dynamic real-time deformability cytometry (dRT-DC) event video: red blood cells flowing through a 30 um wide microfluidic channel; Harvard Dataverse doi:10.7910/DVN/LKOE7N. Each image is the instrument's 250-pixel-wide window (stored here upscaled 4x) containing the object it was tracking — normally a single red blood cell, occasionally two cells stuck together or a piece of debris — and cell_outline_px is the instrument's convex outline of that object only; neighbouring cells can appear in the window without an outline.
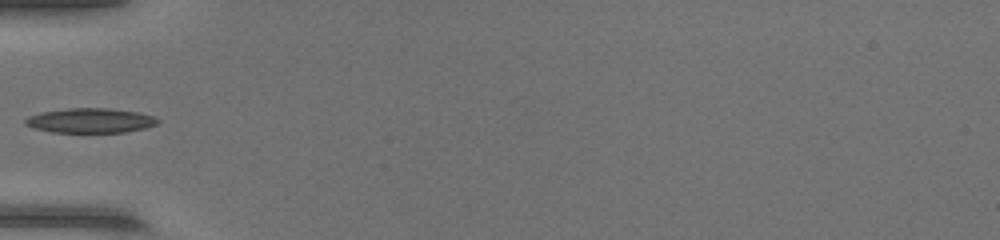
{"species": "common noctule bat (a hibernating species)", "species_latin": "Nyctalus noctula", "temperature_condition": "warm", "stored_images_in_passage": 32, "camera_frame_rate_fps": 3000, "um_per_image_px": 0.085, "animal": {"sex": "female", "body_mass_g": 17.0, "forearm_length_mm": 48.0}, "frame": {"image": 1, "passage_image": 1, "time_ms": 0.0, "image_size_px": [1000, 240], "cell_outline_px": [[160, 120], [156, 124], [144, 128], [124, 132], [52, 132], [32, 128], [24, 124], [24, 120], [28, 116], [40, 112], [68, 108], [108, 108], [140, 112], [156, 116]], "centroid_in_image_um": [7.67, 10.24], "position_along_channel_um": 77.3, "area_um2": 19.19}}
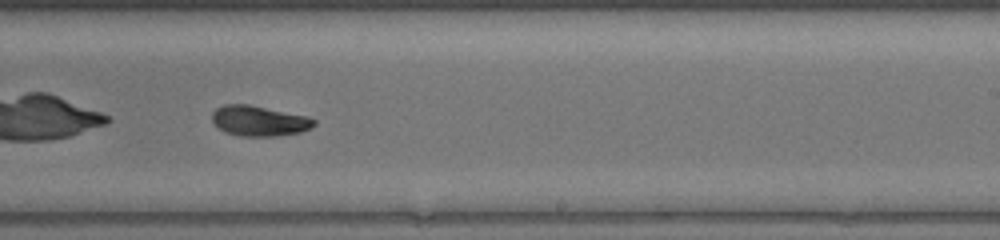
{"frame": {"image": 2, "passage_image": 14, "time_ms": 4.333, "image_size_px": [1000, 240], "cell_outline_px": [[316, 124], [312, 128], [300, 132], [276, 136], [240, 136], [224, 132], [212, 120], [212, 112], [216, 108], [224, 104], [248, 104], [308, 116], [316, 120]], "centroid_in_image_um": [22.04, 10.27], "position_along_channel_um": 267.0, "area_um2": 18.09}}
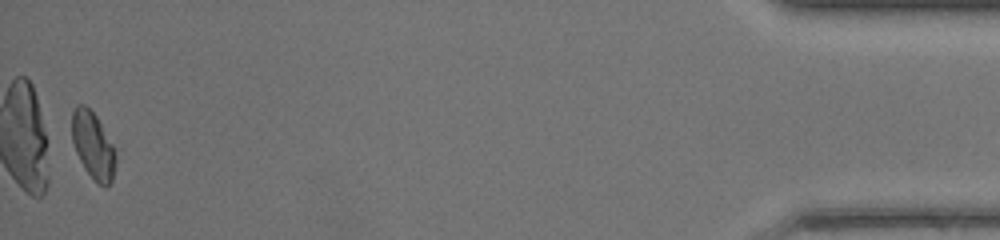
{"frame": {"image": 3, "passage_image": 31, "time_ms": 10.0, "image_size_px": [1000, 240], "cell_outline_px": [[116, 164], [112, 180], [104, 188], [84, 168], [76, 152], [72, 140], [72, 112], [76, 104], [84, 104], [96, 116], [112, 144], [116, 156]], "centroid_in_image_um": [7.9, 12.35], "position_along_channel_um": 427.3, "area_um2": 16.76}}